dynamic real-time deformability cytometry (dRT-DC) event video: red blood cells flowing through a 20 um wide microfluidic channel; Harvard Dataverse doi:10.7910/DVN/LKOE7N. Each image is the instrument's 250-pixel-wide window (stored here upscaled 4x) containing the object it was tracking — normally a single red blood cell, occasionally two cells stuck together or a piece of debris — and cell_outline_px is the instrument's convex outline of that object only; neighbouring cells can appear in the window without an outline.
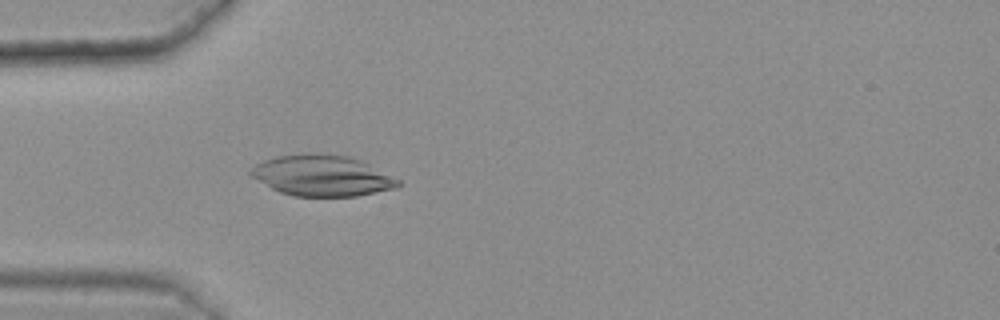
{"species": "common noctule bat (a hibernating species)", "species_latin": "Nyctalus noctula", "temperature_condition": "warm", "stored_images_in_passage": 48, "camera_frame_rate_fps": 3000, "um_per_image_px": 0.085, "animal": {"sex": "female", "body_mass_g": 25.1}, "frame": {"image": 1, "passage_image": 17, "time_ms": 5.333, "image_size_px": [1000, 320], "cell_outline_px": [[400, 184], [396, 188], [356, 196], [292, 196], [280, 192], [272, 188], [252, 176], [248, 172], [256, 164], [264, 160], [276, 156], [308, 152], [316, 152], [348, 156], [360, 160], [400, 180]], "centroid_in_image_um": [27.36, 14.91], "position_along_channel_um": 57.6, "area_um2": 35.03}}
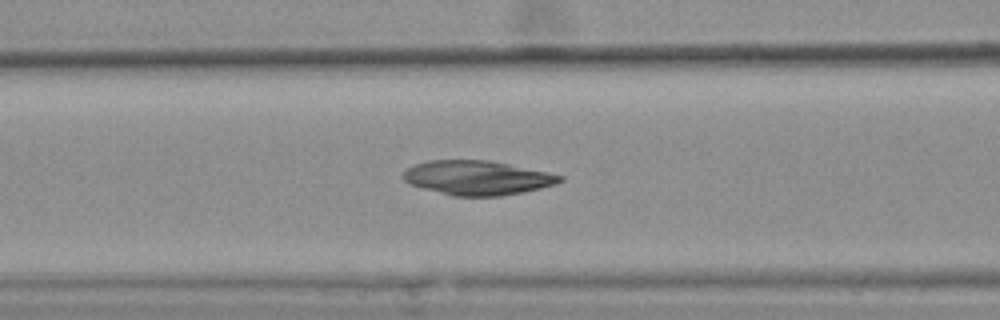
{"frame": {"image": 2, "passage_image": 23, "time_ms": 7.333, "image_size_px": [1000, 320], "cell_outline_px": [[564, 180], [556, 184], [524, 192], [500, 196], [452, 196], [424, 188], [412, 184], [404, 180], [404, 172], [408, 168], [416, 164], [428, 160], [488, 160], [508, 164], [564, 176]], "centroid_in_image_um": [40.59, 15.11], "position_along_channel_um": 126.0, "area_um2": 30.98}}
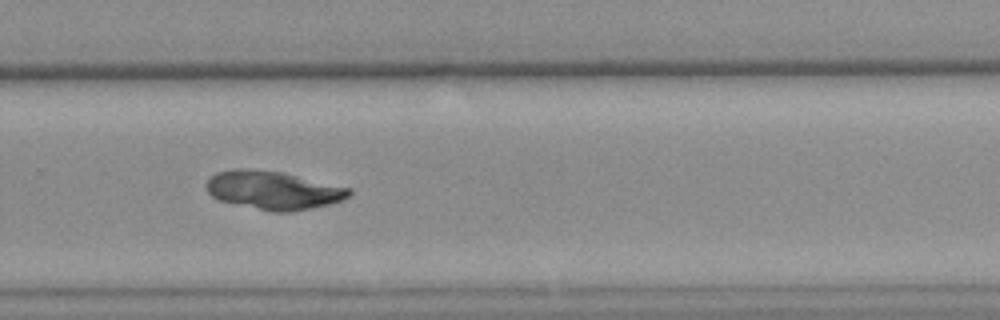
{"frame": {"image": 3, "passage_image": 38, "time_ms": 12.333, "image_size_px": [1000, 320], "cell_outline_px": [[352, 192], [348, 196], [332, 204], [288, 212], [272, 212], [220, 200], [212, 196], [208, 192], [208, 180], [216, 172], [232, 168], [244, 168], [280, 172], [352, 188]], "centroid_in_image_um": [23.24, 16.16], "position_along_channel_um": 306.6, "area_um2": 31.56}}